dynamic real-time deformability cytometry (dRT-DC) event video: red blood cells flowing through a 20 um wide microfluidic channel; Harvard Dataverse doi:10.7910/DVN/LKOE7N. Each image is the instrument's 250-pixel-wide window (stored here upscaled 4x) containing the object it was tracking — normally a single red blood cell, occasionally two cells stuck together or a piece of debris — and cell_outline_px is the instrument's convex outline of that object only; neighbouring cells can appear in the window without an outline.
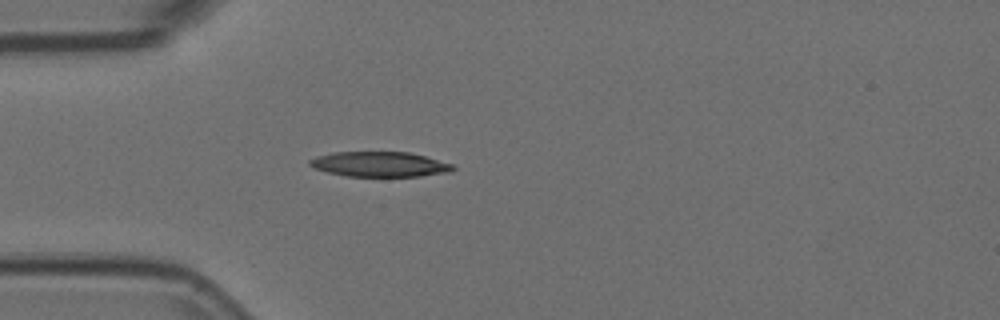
{"species": "Egyptian fruit bat (a non-hibernating species)", "species_latin": "Rousettus aegyptiacus", "temperature_condition": "room temperature", "stored_images_in_passage": 40, "camera_frame_rate_fps": 3000, "um_per_image_px": 0.085, "animal": {"sex": "female"}, "frame": {"image": 1, "passage_image": 1, "time_ms": 0.0, "image_size_px": [1000, 320], "cell_outline_px": [[456, 168], [448, 172], [420, 176], [344, 176], [328, 172], [316, 168], [308, 164], [308, 160], [316, 156], [332, 152], [408, 152], [456, 164]], "centroid_in_image_um": [32.28, 13.96], "position_along_channel_um": 52.7, "area_um2": 20.92}}
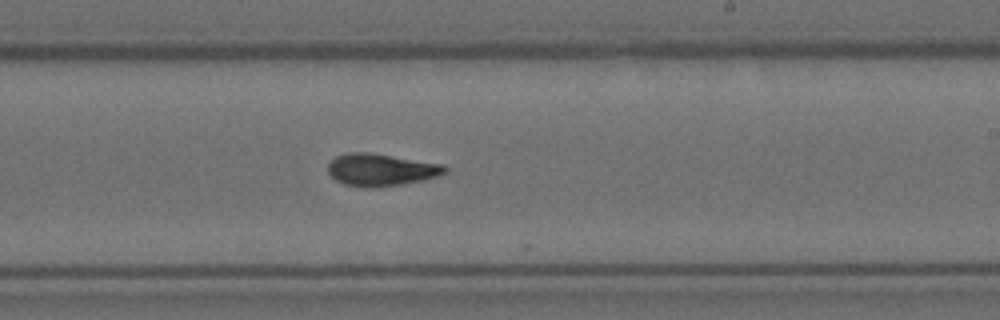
{"frame": {"image": 2, "passage_image": 18, "time_ms": 5.667, "image_size_px": [1000, 320], "cell_outline_px": [[448, 172], [436, 176], [420, 180], [400, 184], [372, 188], [364, 188], [344, 184], [336, 180], [328, 172], [328, 164], [336, 156], [348, 152], [368, 152], [444, 164], [448, 168]], "centroid_in_image_um": [32.37, 14.43], "position_along_channel_um": 256.6, "area_um2": 21.91}}
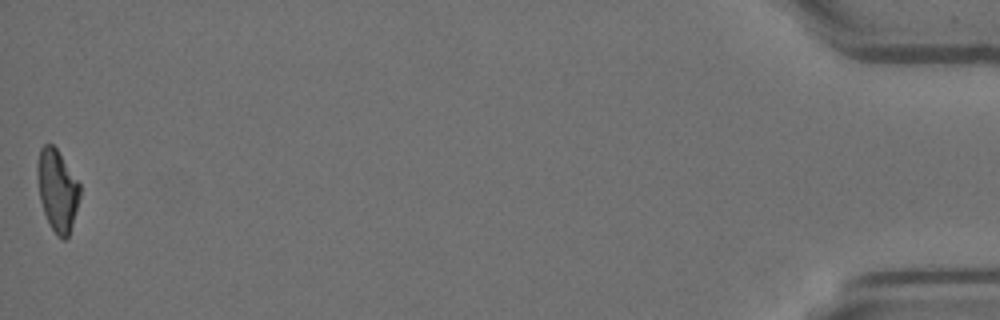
{"frame": {"image": 3, "passage_image": 40, "time_ms": 13.0, "image_size_px": [1000, 320], "cell_outline_px": [[80, 196], [72, 224], [68, 236], [64, 240], [56, 236], [44, 212], [40, 200], [36, 168], [36, 164], [40, 148], [44, 144], [52, 144], [56, 148], [80, 184]], "centroid_in_image_um": [4.86, 16.15], "position_along_channel_um": 430.3, "area_um2": 20.06}, "authors_computed_cell_mechanics": {"area_um2": 21.0103, "velocity_mm_per_s": 3.7258, "shape_relaxation_time_tau1_ms": 6.7807, "shape_relaxation_time_tau2_ms": 1.7759, "deformation_change_tau1": 0.2119, "deformation_change_tau2": 0.0896}}